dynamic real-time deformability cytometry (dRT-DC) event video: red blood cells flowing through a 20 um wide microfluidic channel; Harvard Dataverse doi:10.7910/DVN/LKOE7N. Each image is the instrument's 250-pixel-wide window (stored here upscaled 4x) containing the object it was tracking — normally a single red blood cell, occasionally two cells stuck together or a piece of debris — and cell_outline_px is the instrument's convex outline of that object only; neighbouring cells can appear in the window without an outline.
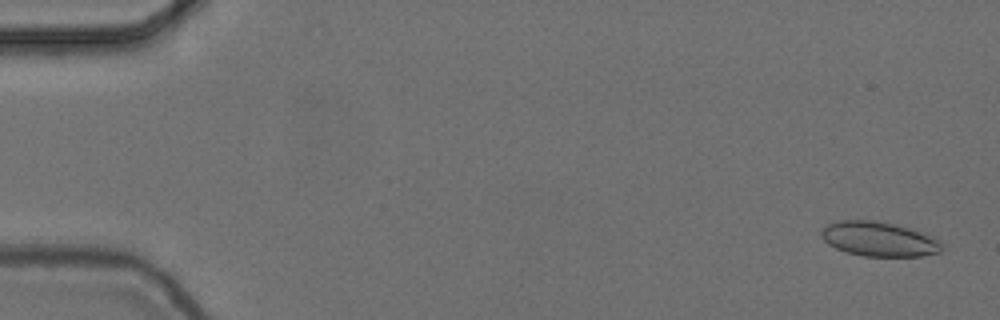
{"species": "common noctule bat (a hibernating species)", "species_latin": "Nyctalus noctula", "temperature_condition": "cold", "stored_images_in_passage": 55, "camera_frame_rate_fps": 3000, "um_per_image_px": 0.085, "animal": {"sex": "female", "body_mass_g": 24.6, "forearm_length_mm": 56.2}, "frame": {"image": 1, "passage_image": 2, "time_ms": 0.333, "image_size_px": [1000, 320], "cell_outline_px": [[944, 248], [940, 252], [920, 256], [864, 256], [848, 252], [836, 248], [828, 244], [820, 236], [820, 232], [828, 224], [840, 220], [872, 220], [892, 224], [908, 228], [940, 240], [944, 244]], "centroid_in_image_um": [74.71, 20.33], "position_along_channel_um": 10.3, "area_um2": 24.04}}
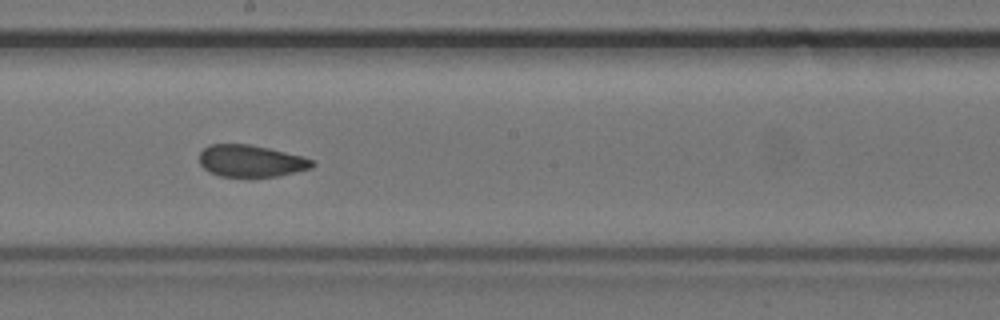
{"frame": {"image": 2, "passage_image": 31, "time_ms": 10.0, "image_size_px": [1000, 320], "cell_outline_px": [[316, 164], [312, 168], [280, 176], [220, 176], [208, 172], [200, 164], [200, 152], [208, 144], [248, 144], [268, 148], [300, 156], [312, 160]], "centroid_in_image_um": [21.31, 13.68], "position_along_channel_um": 226.9, "area_um2": 20.87}}
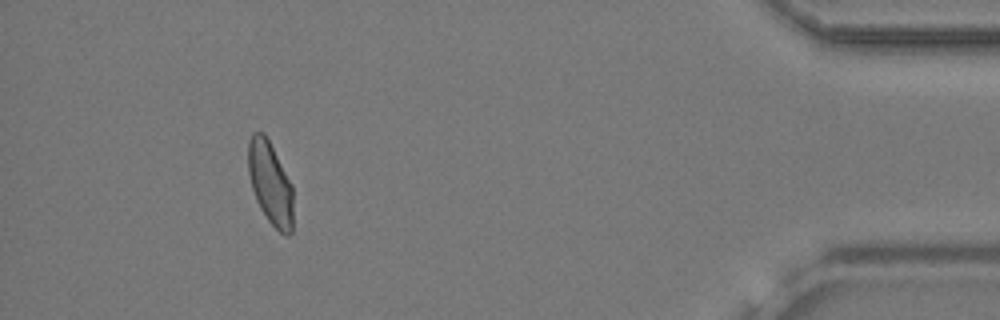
{"frame": {"image": 3, "passage_image": 51, "time_ms": 16.667, "image_size_px": [1000, 320], "cell_outline_px": [[292, 232], [288, 236], [284, 236], [268, 220], [260, 208], [256, 200], [252, 188], [248, 172], [248, 144], [252, 132], [264, 132], [292, 184]], "centroid_in_image_um": [22.97, 15.58], "position_along_channel_um": 412.2, "area_um2": 21.62}, "authors_computed_cell_mechanics": {"area_um2": 22.0796, "velocity_mm_per_s": 3.6901, "shape_relaxation_time_tau1_ms": 4.2483, "shape_relaxation_time_tau2_ms": 1.6087, "deformation_change_tau1": 0.1045, "deformation_change_tau2": 0.0674}}